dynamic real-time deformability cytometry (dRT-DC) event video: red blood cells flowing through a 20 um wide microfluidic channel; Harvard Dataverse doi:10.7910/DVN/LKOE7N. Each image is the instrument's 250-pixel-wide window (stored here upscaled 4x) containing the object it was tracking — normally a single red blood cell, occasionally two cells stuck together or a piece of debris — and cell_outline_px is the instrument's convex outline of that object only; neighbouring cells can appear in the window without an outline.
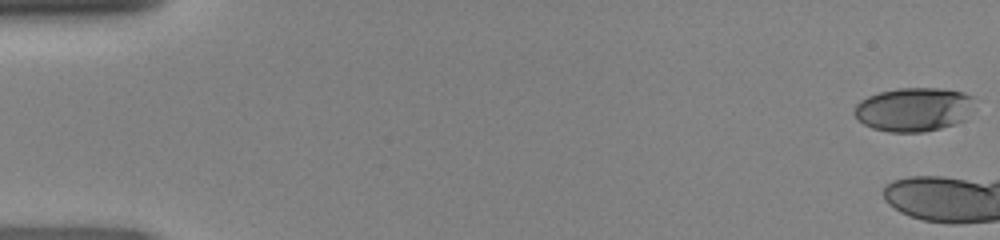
{"species": "human", "species_latin": "Homo sapiens", "temperature_condition": "room temperature", "stored_images_in_passage": 7, "camera_frame_rate_fps": 3000, "um_per_image_px": 0.085, "donor": {"sex": "female"}, "frame": {"image": 1, "passage_image": 1, "time_ms": 0.0, "image_size_px": [1000, 240], "cell_outline_px": [[972, 96], [964, 120], [940, 128], [924, 132], [888, 132], [872, 128], [864, 124], [852, 112], [856, 104], [860, 100], [868, 96], [880, 92], [896, 88], [940, 88], [964, 92]], "centroid_in_image_um": [77.58, 9.29], "position_along_channel_um": 7.4, "area_um2": 30.35}}